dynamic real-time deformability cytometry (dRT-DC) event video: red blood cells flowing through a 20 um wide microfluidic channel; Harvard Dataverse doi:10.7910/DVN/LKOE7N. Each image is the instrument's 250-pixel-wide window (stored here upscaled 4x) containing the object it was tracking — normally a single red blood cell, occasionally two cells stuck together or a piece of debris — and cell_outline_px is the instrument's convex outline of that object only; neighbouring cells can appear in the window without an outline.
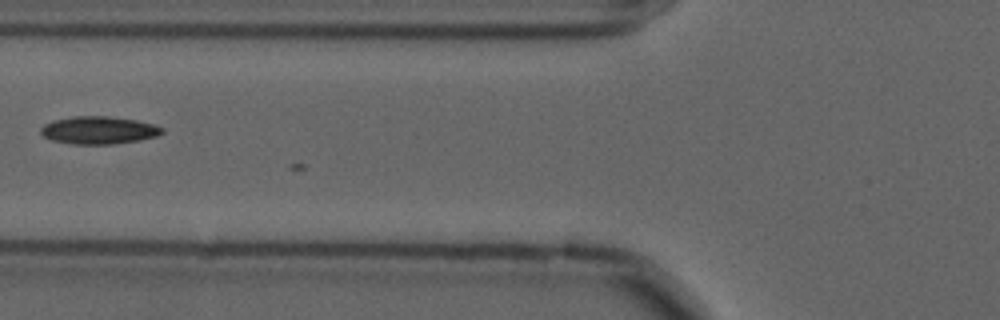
{"species": "common noctule bat (a hibernating species)", "species_latin": "Nyctalus noctula", "temperature_condition": "cold", "stored_images_in_passage": 6, "camera_frame_rate_fps": 3000, "um_per_image_px": 0.085, "animal": {"sex": "male", "forearm_length_mm": 52.5}, "frame": {"image": 1, "passage_image": 4, "time_ms": 1.0, "image_size_px": [1000, 320], "cell_outline_px": [[164, 132], [156, 136], [140, 140], [112, 144], [72, 144], [52, 140], [44, 136], [40, 132], [40, 128], [44, 124], [52, 120], [72, 116], [108, 116], [136, 120], [152, 124], [164, 128]], "centroid_in_image_um": [8.37, 11.06], "position_along_channel_um": 117.4, "area_um2": 19.59}}